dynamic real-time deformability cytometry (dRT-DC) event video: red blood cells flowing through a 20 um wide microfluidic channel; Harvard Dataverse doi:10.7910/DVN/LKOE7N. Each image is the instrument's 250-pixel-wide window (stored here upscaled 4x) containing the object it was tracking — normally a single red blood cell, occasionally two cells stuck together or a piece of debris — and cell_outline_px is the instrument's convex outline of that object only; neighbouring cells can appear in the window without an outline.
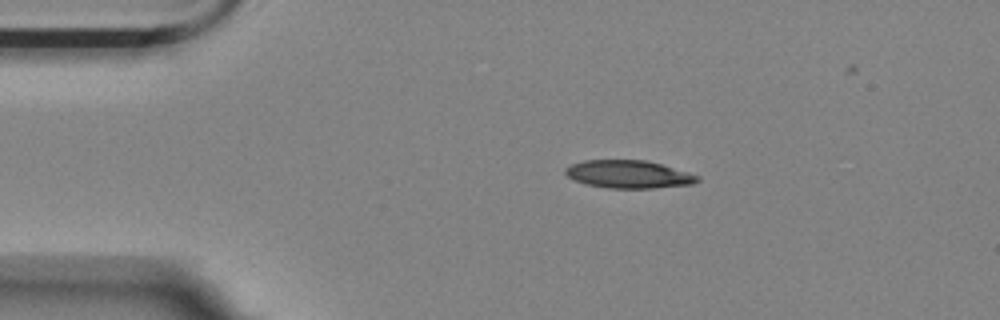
{"species": "Egyptian fruit bat (a non-hibernating species)", "species_latin": "Rousettus aegyptiacus", "temperature_condition": "room temperature", "stored_images_in_passage": 4, "camera_frame_rate_fps": 3000, "um_per_image_px": 0.085, "animal": {"sex": "female"}, "frame": {"image": 1, "passage_image": 2, "time_ms": 1.333, "image_size_px": [1000, 320], "cell_outline_px": [[700, 180], [692, 184], [652, 188], [608, 188], [584, 184], [568, 176], [564, 172], [564, 168], [572, 164], [584, 160], [648, 160], [688, 172], [700, 176]], "centroid_in_image_um": [53.43, 14.81], "position_along_channel_um": 31.6, "area_um2": 21.44}}
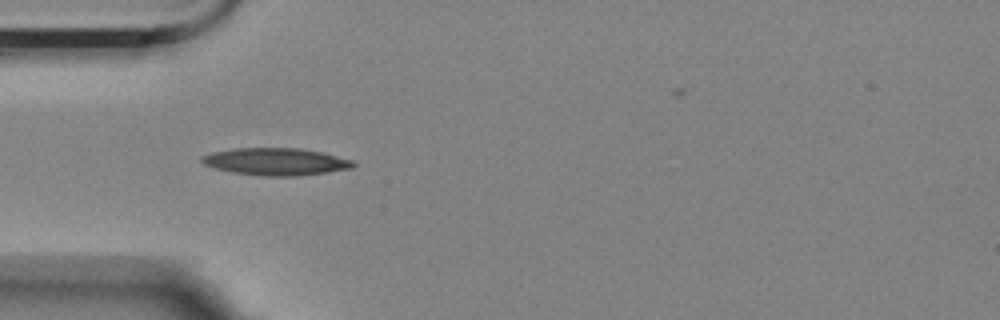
{"frame": {"image": 2, "passage_image": 4, "time_ms": 3.333, "image_size_px": [1000, 320], "cell_outline_px": [[356, 164], [352, 168], [328, 172], [300, 176], [264, 176], [232, 172], [212, 168], [204, 164], [200, 160], [200, 156], [212, 152], [232, 148], [300, 148], [320, 152], [352, 160]], "centroid_in_image_um": [23.4, 13.74], "position_along_channel_um": 61.6, "area_um2": 24.16}}